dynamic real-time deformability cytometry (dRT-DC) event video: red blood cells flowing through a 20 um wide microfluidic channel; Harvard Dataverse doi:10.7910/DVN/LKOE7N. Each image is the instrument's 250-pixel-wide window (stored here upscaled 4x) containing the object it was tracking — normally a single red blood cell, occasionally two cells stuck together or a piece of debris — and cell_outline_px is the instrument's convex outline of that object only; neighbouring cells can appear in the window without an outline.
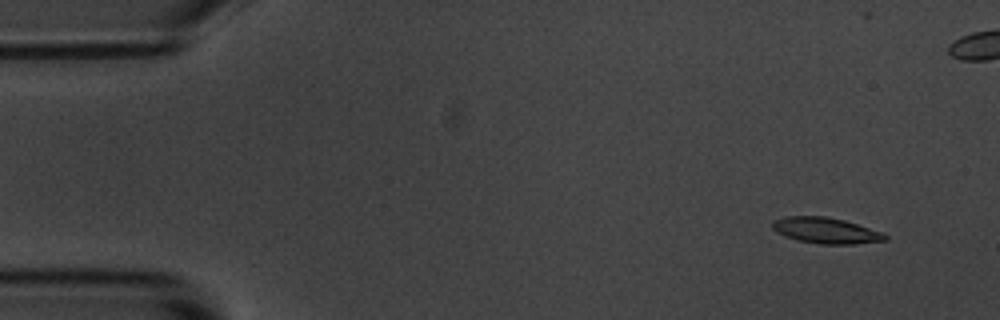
{"species": "common noctule bat (a hibernating species)", "species_latin": "Nyctalus noctula", "temperature_condition": "room temperature", "stored_images_in_passage": 5, "camera_frame_rate_fps": 3000, "um_per_image_px": 0.085, "animal": {"sex": "male", "body_mass_g": 20.1, "forearm_length_mm": 53.5}, "frame": {"image": 1, "passage_image": 1, "time_ms": 0.0, "image_size_px": [1000, 320], "cell_outline_px": [[888, 240], [856, 244], [820, 244], [796, 240], [784, 236], [772, 228], [772, 220], [784, 216], [824, 216], [844, 220], [884, 232], [888, 236]], "centroid_in_image_um": [70.21, 19.59], "position_along_channel_um": 14.8, "area_um2": 17.22}}